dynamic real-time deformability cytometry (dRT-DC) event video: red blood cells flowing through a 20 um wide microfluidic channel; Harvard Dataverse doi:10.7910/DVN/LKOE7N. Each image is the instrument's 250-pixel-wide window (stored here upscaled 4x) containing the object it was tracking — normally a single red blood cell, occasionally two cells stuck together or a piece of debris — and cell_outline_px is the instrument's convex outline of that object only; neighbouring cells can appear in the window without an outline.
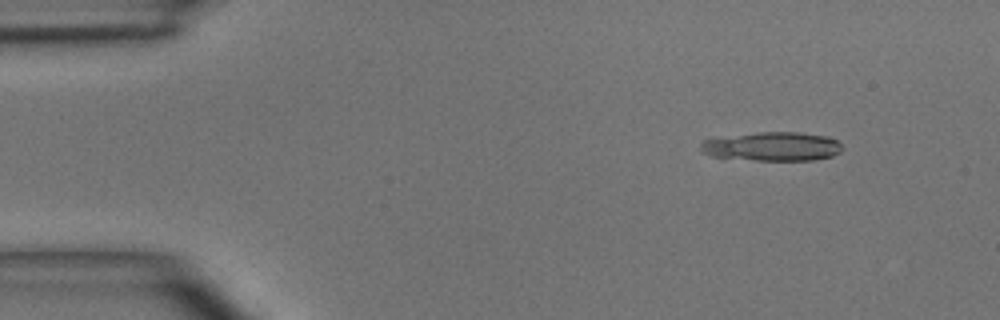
{"species": "common noctule bat (a hibernating species)", "species_latin": "Nyctalus noctula", "temperature_condition": "room temperature", "stored_images_in_passage": 5, "camera_frame_rate_fps": 3000, "um_per_image_px": 0.085, "animal": {"sex": "male", "body_mass_g": 15.6}, "frame": {"image": 1, "passage_image": 1, "time_ms": 0.0, "image_size_px": [1000, 320], "cell_outline_px": [[840, 152], [832, 156], [816, 160], [756, 160], [712, 156], [704, 152], [700, 148], [700, 144], [704, 140], [756, 132], [800, 132], [828, 136], [836, 140], [840, 144]], "centroid_in_image_um": [65.68, 12.45], "position_along_channel_um": 19.3, "area_um2": 23.64}}
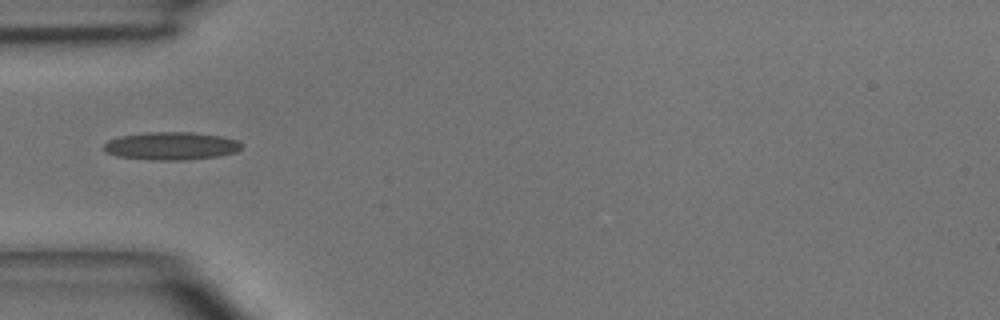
{"frame": {"image": 2, "passage_image": 4, "time_ms": 3.333, "image_size_px": [1000, 320], "cell_outline_px": [[240, 148], [236, 152], [216, 156], [184, 160], [148, 160], [116, 156], [104, 152], [104, 144], [108, 140], [120, 136], [148, 132], [192, 132], [220, 136], [236, 140], [240, 144]], "centroid_in_image_um": [14.48, 12.41], "position_along_channel_um": 70.5, "area_um2": 22.31}}
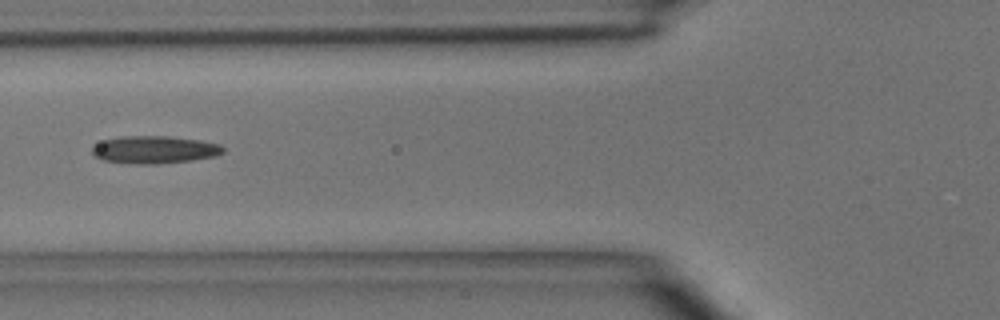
{"frame": {"image": 3, "passage_image": 5, "time_ms": 4.333, "image_size_px": [1000, 320], "cell_outline_px": [[224, 152], [216, 156], [192, 160], [156, 164], [136, 164], [104, 160], [96, 156], [92, 152], [92, 148], [96, 144], [104, 140], [120, 136], [168, 136], [200, 140], [220, 144], [224, 148]], "centroid_in_image_um": [13.16, 12.72], "position_along_channel_um": 112.6, "area_um2": 20.98}}